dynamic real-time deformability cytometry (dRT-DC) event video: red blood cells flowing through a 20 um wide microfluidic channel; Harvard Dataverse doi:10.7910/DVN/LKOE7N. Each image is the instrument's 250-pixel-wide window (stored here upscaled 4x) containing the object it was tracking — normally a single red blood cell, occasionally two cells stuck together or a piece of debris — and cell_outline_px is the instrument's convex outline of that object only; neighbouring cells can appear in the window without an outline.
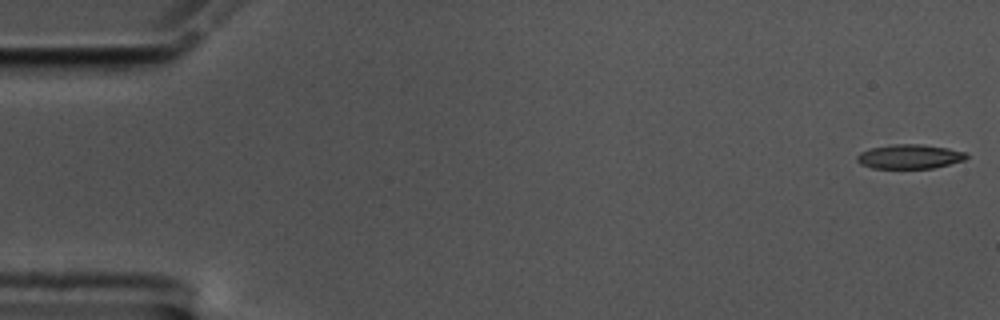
{"species": "common noctule bat (a hibernating species)", "species_latin": "Nyctalus noctula", "temperature_condition": "cold", "stored_images_in_passage": 55, "segment_of_instrument_passage": [1, 2], "camera_frame_rate_fps": 3000, "um_per_image_px": 0.085, "animal": {"sex": "male", "body_mass_g": 17.5, "forearm_length_mm": 52.3}, "frame": {"image": 1, "passage_image": 1, "time_ms": 0.0, "image_size_px": [1000, 320], "cell_outline_px": [[968, 156], [964, 160], [932, 168], [872, 168], [860, 164], [856, 160], [856, 156], [860, 152], [872, 148], [892, 144], [920, 144], [948, 148], [964, 152]], "centroid_in_image_um": [77.28, 13.31], "position_along_channel_um": 7.7, "area_um2": 15.37}}
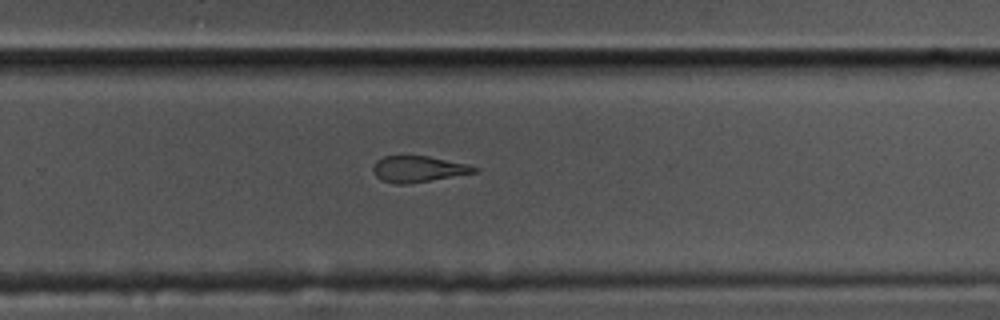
{"frame": {"image": 2, "passage_image": 37, "time_ms": 12.0, "image_size_px": [1000, 320], "cell_outline_px": [[480, 168], [476, 172], [408, 184], [396, 184], [380, 180], [376, 176], [372, 168], [376, 160], [384, 156], [428, 156], [468, 164]], "centroid_in_image_um": [35.53, 14.37], "position_along_channel_um": 294.3, "area_um2": 15.37}}
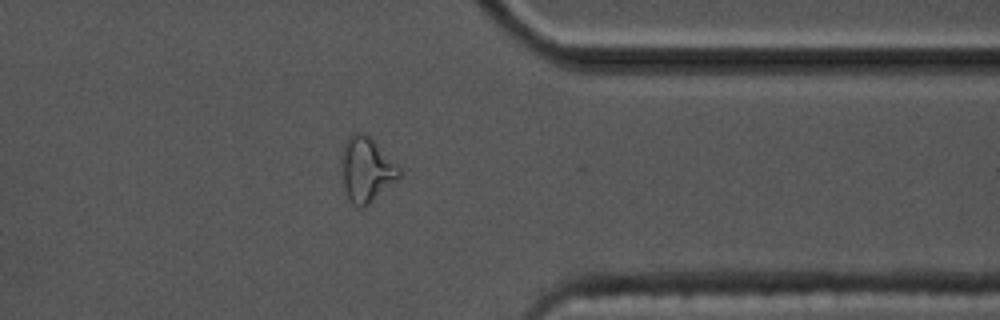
{"frame": {"image": 3, "passage_image": 45, "time_ms": 14.667, "image_size_px": [1000, 320], "cell_outline_px": [[400, 176], [364, 208], [356, 208], [348, 196], [344, 184], [344, 144], [348, 136], [352, 132], [364, 132], [400, 168]], "centroid_in_image_um": [31.16, 14.41], "position_along_channel_um": 380.2, "area_um2": 20.75}}